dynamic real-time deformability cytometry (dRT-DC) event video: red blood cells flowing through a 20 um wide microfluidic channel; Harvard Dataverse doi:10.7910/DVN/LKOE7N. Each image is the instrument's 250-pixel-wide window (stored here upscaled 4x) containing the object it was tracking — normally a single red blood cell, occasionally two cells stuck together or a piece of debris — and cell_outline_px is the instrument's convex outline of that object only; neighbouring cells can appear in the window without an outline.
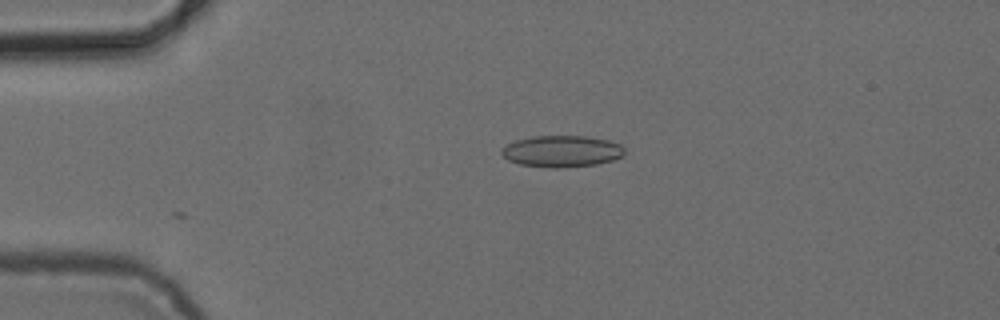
{"species": "common noctule bat (a hibernating species)", "species_latin": "Nyctalus noctula", "temperature_condition": "cold", "stored_images_in_passage": 2, "camera_frame_rate_fps": 3000, "um_per_image_px": 0.085, "animal": {"sex": "female", "body_mass_g": 24.6, "forearm_length_mm": 56.2}, "frame": {"image": 1, "passage_image": 1, "time_ms": 0.0, "image_size_px": [1000, 320], "cell_outline_px": [[624, 152], [620, 156], [612, 160], [596, 164], [560, 168], [548, 168], [520, 164], [508, 160], [500, 152], [500, 148], [516, 140], [532, 136], [584, 136], [608, 140], [620, 144], [624, 148]], "centroid_in_image_um": [47.71, 12.86], "position_along_channel_um": 37.3, "area_um2": 22.54}}